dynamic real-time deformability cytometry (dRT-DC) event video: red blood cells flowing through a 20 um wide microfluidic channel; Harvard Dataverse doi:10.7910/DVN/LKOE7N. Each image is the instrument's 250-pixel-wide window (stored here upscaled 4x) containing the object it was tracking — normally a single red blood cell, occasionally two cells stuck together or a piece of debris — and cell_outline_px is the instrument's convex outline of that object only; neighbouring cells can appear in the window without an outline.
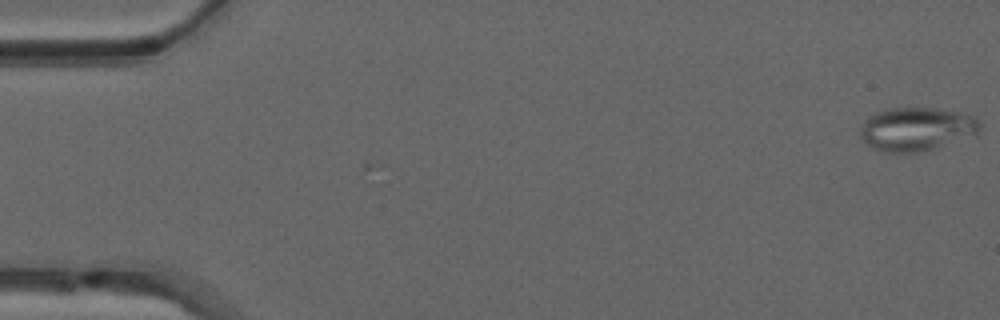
{"species": "common noctule bat (a hibernating species)", "species_latin": "Nyctalus noctula", "temperature_condition": "warm", "stored_images_in_passage": 29, "camera_frame_rate_fps": 3000, "um_per_image_px": 0.085, "animal": {"sex": "male", "forearm_length_mm": 52.5}, "frame": {"image": 1, "passage_image": 1, "time_ms": 0.0, "image_size_px": [1000, 320], "cell_outline_px": [[980, 128], [976, 136], [936, 148], [916, 152], [884, 152], [872, 148], [864, 140], [860, 132], [864, 120], [868, 116], [876, 112], [892, 108], [936, 108], [960, 112], [976, 116], [980, 124]], "centroid_in_image_um": [77.96, 10.97], "position_along_channel_um": 7.0, "area_um2": 30.52}}